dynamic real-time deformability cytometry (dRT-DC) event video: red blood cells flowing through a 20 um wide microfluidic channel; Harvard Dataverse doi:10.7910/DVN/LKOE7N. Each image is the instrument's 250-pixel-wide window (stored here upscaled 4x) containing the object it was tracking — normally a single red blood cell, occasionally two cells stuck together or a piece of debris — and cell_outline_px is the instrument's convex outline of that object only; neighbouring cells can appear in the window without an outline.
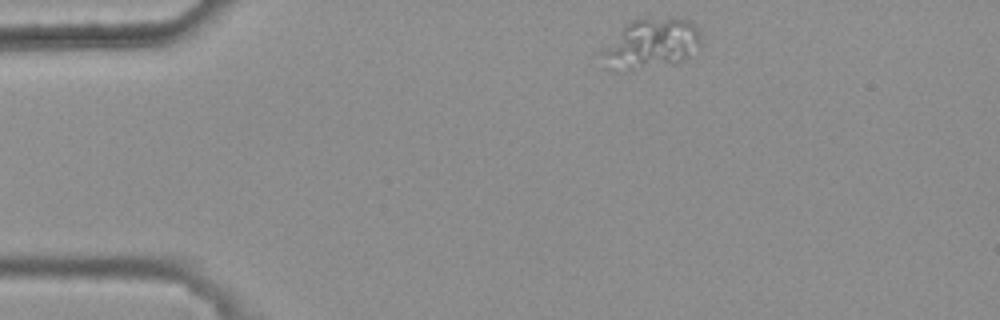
{"species": "common noctule bat (a hibernating species)", "species_latin": "Nyctalus noctula", "temperature_condition": "warm", "stored_images_in_passage": 41, "camera_frame_rate_fps": 3000, "um_per_image_px": 0.085, "animal": {"sex": "female", "body_mass_g": 25.1}, "frame": {"image": 1, "passage_image": 1, "time_ms": 0.0, "image_size_px": [1000, 320], "cell_outline_px": [[700, 44], [688, 56], [672, 64], [616, 72], [608, 68], [600, 52], [632, 20], [688, 20], [700, 32]], "centroid_in_image_um": [55.33, 3.78], "position_along_channel_um": 29.7, "area_um2": 27.63}}
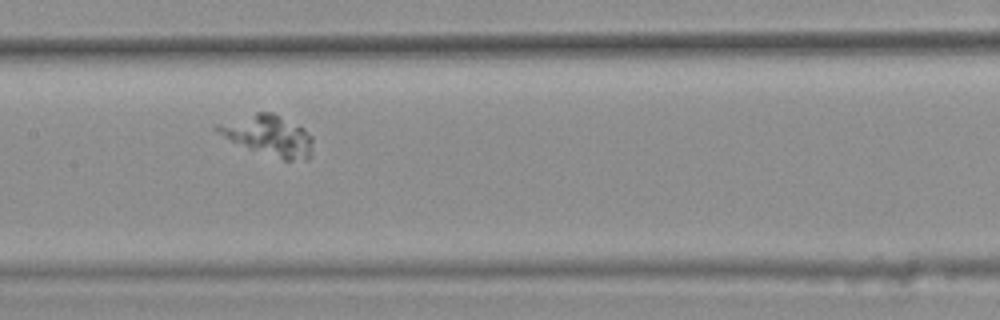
{"frame": {"image": 2, "passage_image": 18, "time_ms": 5.667, "image_size_px": [1000, 320], "cell_outline_px": [[312, 152], [308, 160], [284, 160], [248, 148], [224, 136], [212, 128], [216, 124], [256, 112], [272, 112], [304, 128], [312, 136]], "centroid_in_image_um": [22.86, 11.52], "position_along_channel_um": 184.5, "area_um2": 22.31}}
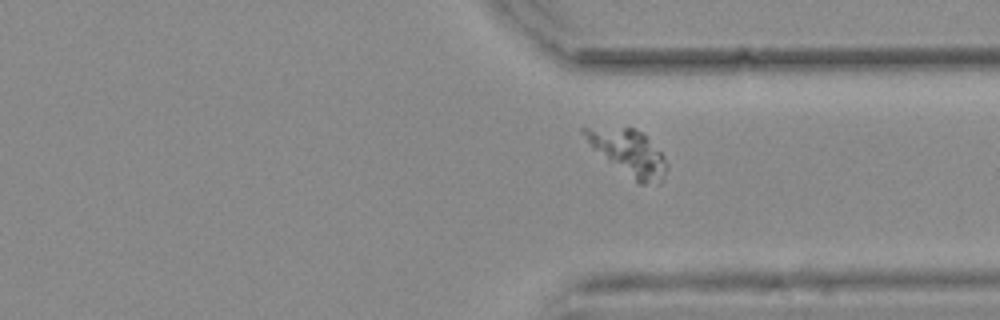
{"frame": {"image": 3, "passage_image": 32, "time_ms": 10.333, "image_size_px": [1000, 320], "cell_outline_px": [[668, 168], [664, 180], [660, 184], [640, 184], [592, 148], [580, 128], [632, 128], [640, 132], [660, 152], [668, 164]], "centroid_in_image_um": [53.48, 13.01], "position_along_channel_um": 357.9, "area_um2": 21.15}}